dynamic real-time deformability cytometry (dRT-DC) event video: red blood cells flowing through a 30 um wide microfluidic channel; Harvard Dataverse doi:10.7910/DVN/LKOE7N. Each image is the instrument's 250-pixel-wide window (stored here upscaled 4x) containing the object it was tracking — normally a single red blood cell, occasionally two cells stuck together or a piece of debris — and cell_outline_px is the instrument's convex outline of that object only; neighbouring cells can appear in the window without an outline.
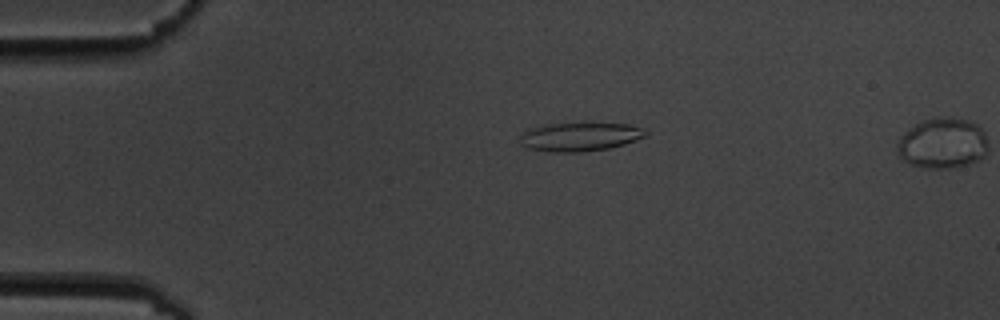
{"species": "common noctule bat (a hibernating species)", "species_latin": "Nyctalus noctula", "temperature_condition": "cold", "stored_images_in_passage": 13, "camera_frame_rate_fps": 3000, "um_per_image_px": 0.085, "animal": {"sex": "male", "body_mass_g": 19.5, "forearm_length_mm": 54.6}, "frame": {"image": 1, "passage_image": 1, "time_ms": 0.0, "image_size_px": [1000, 320], "cell_outline_px": [[648, 132], [644, 136], [624, 144], [608, 148], [584, 152], [548, 152], [528, 148], [520, 144], [520, 136], [524, 132], [532, 128], [548, 124], [584, 120], [588, 120], [628, 124], [644, 128]], "centroid_in_image_um": [49.31, 11.57], "position_along_channel_um": 35.7, "area_um2": 21.91}}
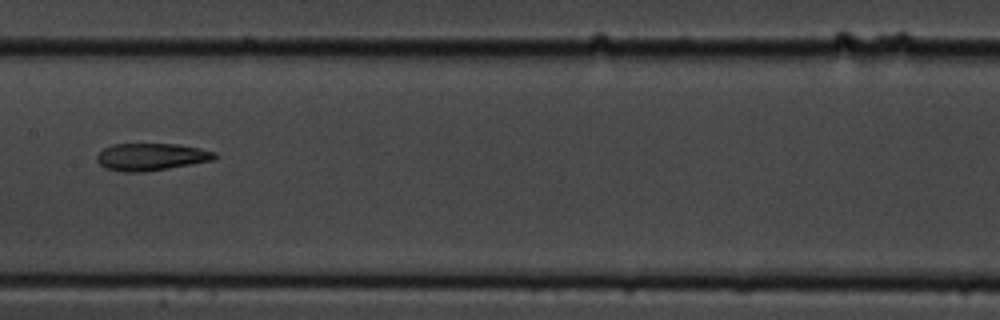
{"frame": {"image": 2, "passage_image": 6, "time_ms": 5.667, "image_size_px": [1000, 320], "cell_outline_px": [[216, 156], [212, 160], [192, 164], [144, 172], [124, 172], [104, 168], [96, 160], [96, 156], [104, 148], [112, 144], [176, 144], [200, 148], [216, 152]], "centroid_in_image_um": [12.82, 13.33], "position_along_channel_um": 194.6, "area_um2": 18.67}}
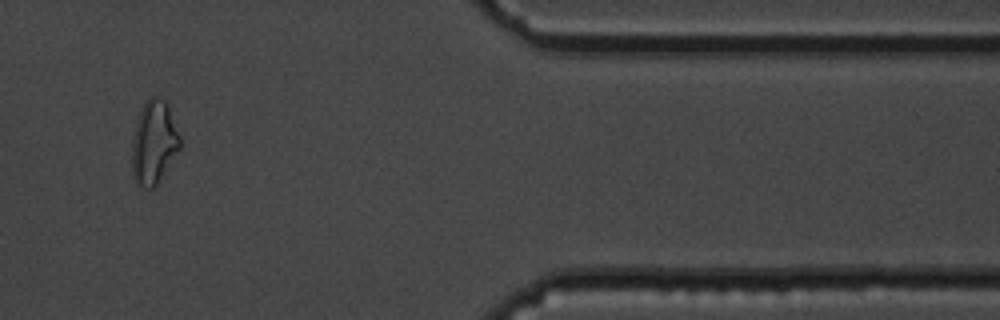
{"frame": {"image": 3, "passage_image": 11, "time_ms": 12.333, "image_size_px": [1000, 320], "cell_outline_px": [[180, 148], [156, 184], [152, 188], [148, 188], [140, 184], [132, 176], [132, 136], [140, 112], [148, 96], [156, 96], [164, 100], [168, 108], [180, 136]], "centroid_in_image_um": [13.06, 12.09], "position_along_channel_um": 398.3, "area_um2": 22.77}}